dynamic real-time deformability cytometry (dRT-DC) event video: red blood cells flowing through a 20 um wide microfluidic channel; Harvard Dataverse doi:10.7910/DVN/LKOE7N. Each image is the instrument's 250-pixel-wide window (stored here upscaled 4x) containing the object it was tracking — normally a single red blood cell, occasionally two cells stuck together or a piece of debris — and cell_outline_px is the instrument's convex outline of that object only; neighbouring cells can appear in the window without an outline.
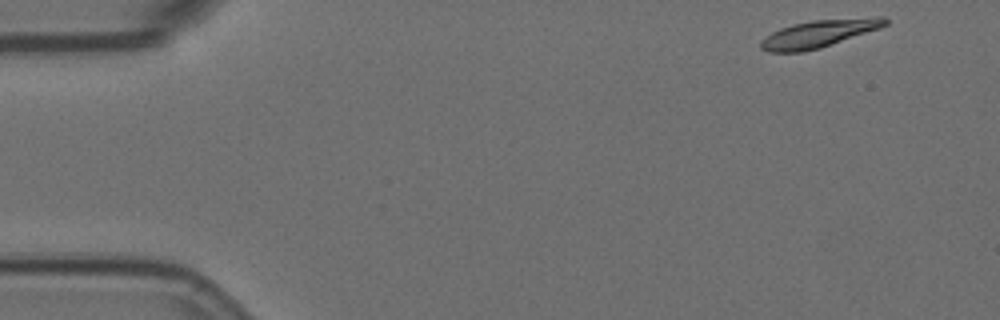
{"species": "Egyptian fruit bat (a non-hibernating species)", "species_latin": "Rousettus aegyptiacus", "temperature_condition": "room temperature", "stored_images_in_passage": 4, "camera_frame_rate_fps": 3000, "um_per_image_px": 0.085, "animal": {"sex": "female"}, "frame": {"image": 1, "passage_image": 1, "time_ms": 0.0, "image_size_px": [1000, 320], "cell_outline_px": [[888, 24], [880, 28], [820, 48], [800, 52], [768, 52], [760, 48], [760, 40], [772, 32], [780, 28], [792, 24], [812, 20], [880, 16], [884, 16], [888, 20]], "centroid_in_image_um": [69.61, 2.85], "position_along_channel_um": 15.4, "area_um2": 20.0}}